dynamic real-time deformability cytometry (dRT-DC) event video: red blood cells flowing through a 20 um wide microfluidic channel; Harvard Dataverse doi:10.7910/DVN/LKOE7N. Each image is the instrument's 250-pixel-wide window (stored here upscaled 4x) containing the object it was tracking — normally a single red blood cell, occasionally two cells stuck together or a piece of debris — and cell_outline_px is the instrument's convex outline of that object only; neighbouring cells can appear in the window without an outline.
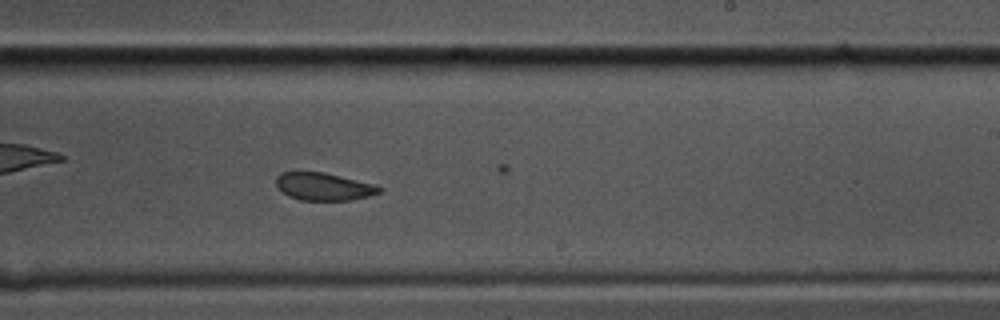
{"species": "common noctule bat (a hibernating species)", "species_latin": "Nyctalus noctula", "temperature_condition": "cold", "stored_images_in_passage": 40, "camera_frame_rate_fps": 3000, "um_per_image_px": 0.085, "animal": {"sex": "male", "body_mass_g": 17.5, "forearm_length_mm": 52.3}, "frame": {"image": 1, "passage_image": 34, "time_ms": 11.0, "image_size_px": [1000, 320], "cell_outline_px": [[384, 188], [380, 192], [368, 196], [352, 200], [300, 200], [288, 196], [276, 184], [276, 176], [280, 172], [324, 172], [372, 184]], "centroid_in_image_um": [27.5, 15.86], "position_along_channel_um": 261.5, "area_um2": 16.42}}